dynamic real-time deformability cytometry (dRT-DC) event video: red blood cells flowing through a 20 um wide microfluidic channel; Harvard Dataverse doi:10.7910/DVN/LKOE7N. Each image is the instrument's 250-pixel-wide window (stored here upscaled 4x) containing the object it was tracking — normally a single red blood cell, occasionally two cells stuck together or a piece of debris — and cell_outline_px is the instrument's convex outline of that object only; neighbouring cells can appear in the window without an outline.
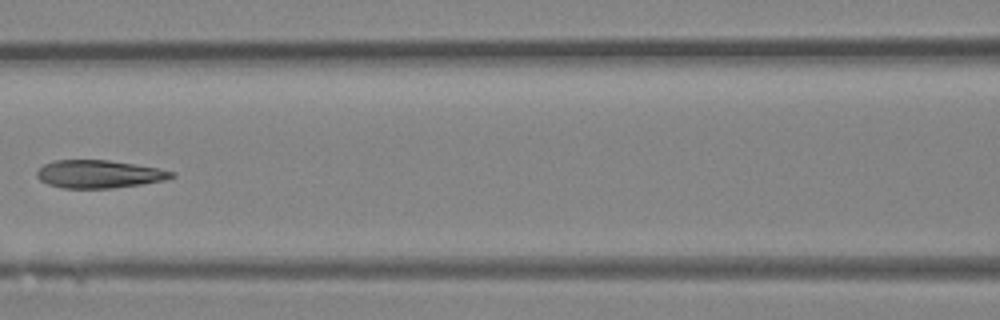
{"species": "Egyptian fruit bat (a non-hibernating species)", "species_latin": "Rousettus aegyptiacus", "temperature_condition": "room temperature", "stored_images_in_passage": 6, "camera_frame_rate_fps": 3000, "um_per_image_px": 0.085, "animal": {"sex": "female"}, "frame": {"image": 1, "passage_image": 6, "time_ms": 1.667, "image_size_px": [1000, 320], "cell_outline_px": [[176, 176], [164, 180], [140, 184], [112, 188], [64, 188], [48, 184], [40, 180], [36, 176], [36, 172], [44, 164], [56, 160], [108, 160], [156, 168], [176, 172]], "centroid_in_image_um": [8.4, 14.8], "position_along_channel_um": 158.2, "area_um2": 21.68}}